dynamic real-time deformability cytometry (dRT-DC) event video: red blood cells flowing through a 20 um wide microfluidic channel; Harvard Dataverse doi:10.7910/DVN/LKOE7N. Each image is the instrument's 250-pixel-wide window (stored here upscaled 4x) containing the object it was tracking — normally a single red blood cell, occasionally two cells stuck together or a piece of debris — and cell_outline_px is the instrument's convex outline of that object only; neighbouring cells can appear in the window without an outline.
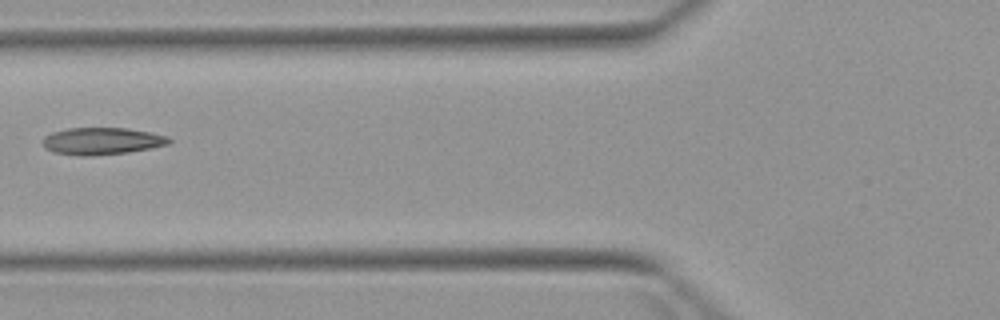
{"species": "Egyptian fruit bat (a non-hibernating species)", "species_latin": "Rousettus aegyptiacus", "temperature_condition": "warm", "stored_images_in_passage": 4, "camera_frame_rate_fps": 3000, "um_per_image_px": 0.085, "animal": {"sex": "female"}, "frame": {"image": 1, "passage_image": 4, "time_ms": 4.333, "image_size_px": [1000, 320], "cell_outline_px": [[172, 140], [168, 144], [152, 148], [128, 152], [92, 156], [80, 156], [52, 152], [44, 148], [44, 136], [52, 132], [68, 128], [128, 128], [152, 132], [168, 136]], "centroid_in_image_um": [8.68, 11.99], "position_along_channel_um": 117.1, "area_um2": 20.11}}